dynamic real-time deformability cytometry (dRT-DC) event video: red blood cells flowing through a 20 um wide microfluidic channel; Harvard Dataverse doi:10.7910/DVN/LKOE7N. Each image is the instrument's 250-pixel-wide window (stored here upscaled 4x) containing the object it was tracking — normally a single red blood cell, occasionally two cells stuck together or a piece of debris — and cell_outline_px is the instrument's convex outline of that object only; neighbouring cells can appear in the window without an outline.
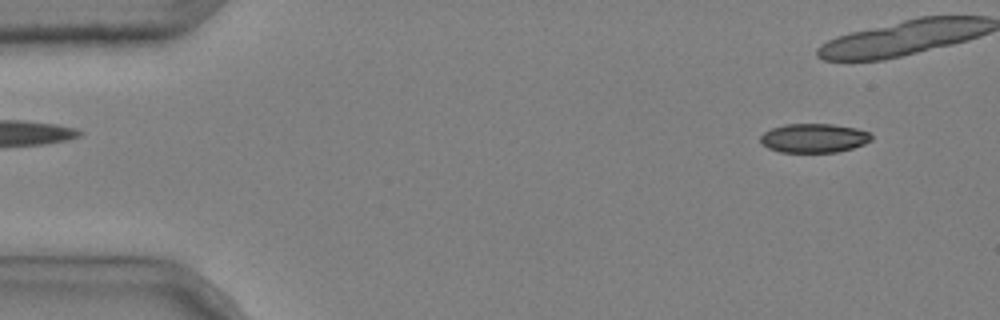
{"species": "common noctule bat (a hibernating species)", "species_latin": "Nyctalus noctula", "temperature_condition": "cold", "stored_images_in_passage": 9, "camera_frame_rate_fps": 3000, "um_per_image_px": 0.085, "animal": {"sex": "male", "body_mass_g": 20.4}, "frame": {"image": 1, "passage_image": 2, "time_ms": 0.333, "image_size_px": [1000, 320], "cell_outline_px": [[872, 140], [864, 144], [852, 148], [836, 152], [780, 152], [768, 148], [760, 140], [760, 136], [764, 132], [772, 128], [784, 124], [832, 124], [856, 128], [868, 132], [872, 136]], "centroid_in_image_um": [69.18, 11.73], "position_along_channel_um": 15.8, "area_um2": 18.73}}
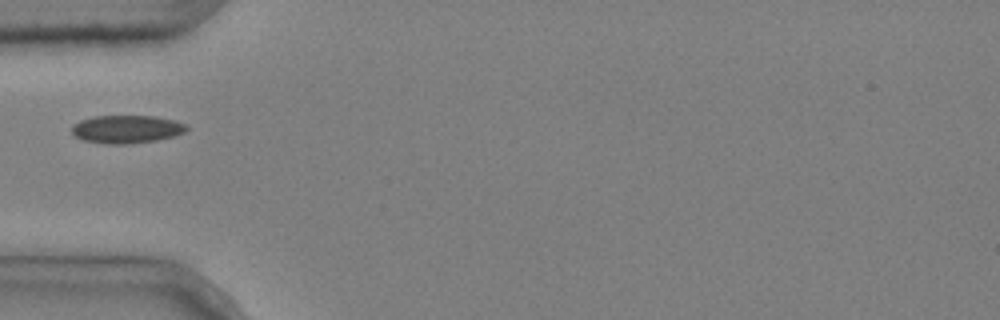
{"frame": {"image": 2, "passage_image": 7, "time_ms": 2.0, "image_size_px": [1000, 320], "cell_outline_px": [[188, 128], [184, 132], [172, 136], [156, 140], [128, 144], [104, 144], [84, 140], [72, 136], [72, 124], [80, 120], [92, 116], [152, 116], [176, 120], [184, 124]], "centroid_in_image_um": [10.7, 10.98], "position_along_channel_um": 74.3, "area_um2": 18.79}}